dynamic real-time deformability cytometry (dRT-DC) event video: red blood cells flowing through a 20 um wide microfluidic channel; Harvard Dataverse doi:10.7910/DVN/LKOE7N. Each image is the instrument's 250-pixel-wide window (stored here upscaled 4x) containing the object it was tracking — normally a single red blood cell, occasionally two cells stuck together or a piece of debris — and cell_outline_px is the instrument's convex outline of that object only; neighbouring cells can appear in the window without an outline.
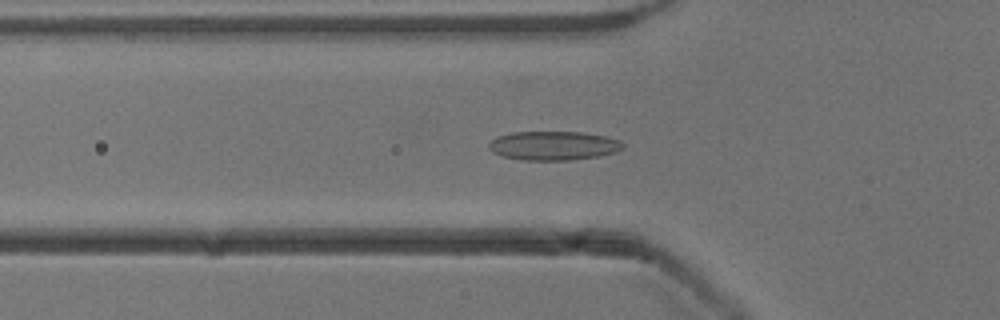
{"species": "common noctule bat (a hibernating species)", "species_latin": "Nyctalus noctula", "temperature_condition": "cold", "stored_images_in_passage": 53, "camera_frame_rate_fps": 3000, "um_per_image_px": 0.085, "animal": {"sex": "male", "body_mass_g": 13.3}, "frame": {"image": 1, "passage_image": 17, "time_ms": 5.333, "image_size_px": [1000, 320], "cell_outline_px": [[624, 148], [616, 152], [600, 156], [568, 160], [520, 160], [500, 156], [492, 152], [488, 148], [488, 144], [496, 136], [512, 132], [580, 132], [604, 136], [620, 140], [624, 144]], "centroid_in_image_um": [47.02, 12.39], "position_along_channel_um": 78.8, "area_um2": 22.83}}
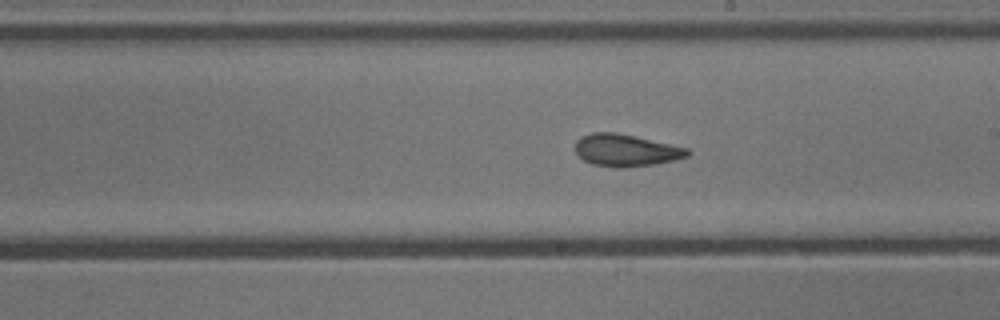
{"frame": {"image": 2, "passage_image": 29, "time_ms": 9.333, "image_size_px": [1000, 320], "cell_outline_px": [[692, 152], [688, 156], [656, 164], [624, 168], [620, 168], [592, 164], [584, 160], [576, 152], [576, 140], [580, 136], [592, 132], [612, 132], [636, 136], [688, 148]], "centroid_in_image_um": [53.21, 12.77], "position_along_channel_um": 235.8, "area_um2": 21.04}}
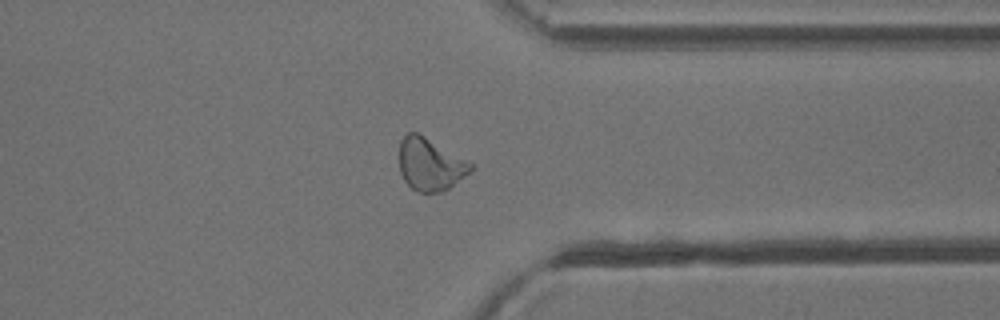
{"frame": {"image": 3, "passage_image": 40, "time_ms": 13.0, "image_size_px": [1000, 320], "cell_outline_px": [[472, 172], [444, 192], [416, 192], [404, 180], [400, 172], [400, 140], [408, 132], [416, 132], [424, 136], [472, 164]], "centroid_in_image_um": [36.56, 14.0], "position_along_channel_um": 374.8, "area_um2": 21.62}, "authors_computed_cell_mechanics": {"area_um2": 21.6172, "velocity_mm_per_s": 3.8967, "shape_relaxation_time_tau1_ms": 8.421, "shape_relaxation_time_tau2_ms": 1.8384, "deformation_change_tau1": 0.1832, "deformation_change_tau2": 0.0757}}